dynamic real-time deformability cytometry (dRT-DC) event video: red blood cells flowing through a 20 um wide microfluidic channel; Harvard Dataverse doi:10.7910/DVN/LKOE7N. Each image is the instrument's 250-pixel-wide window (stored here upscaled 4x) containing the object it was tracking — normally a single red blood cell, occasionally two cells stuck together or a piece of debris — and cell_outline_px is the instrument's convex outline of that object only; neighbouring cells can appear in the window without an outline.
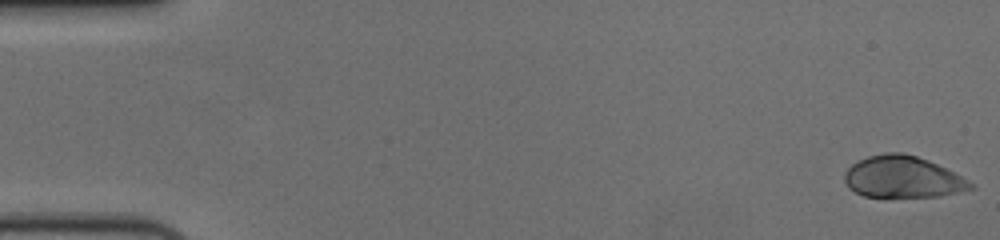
{"species": "human", "species_latin": "Homo sapiens", "temperature_condition": "cold", "stored_images_in_passage": 57, "camera_frame_rate_fps": 3000, "um_per_image_px": 0.085, "donor": {"sex": "female"}, "frame": {"image": 1, "passage_image": 1, "time_ms": 0.0, "image_size_px": [1000, 240], "cell_outline_px": [[976, 188], [940, 196], [884, 200], [864, 196], [848, 188], [844, 180], [844, 172], [852, 164], [868, 156], [884, 152], [904, 152], [928, 160], [968, 180]], "centroid_in_image_um": [76.68, 15.09], "position_along_channel_um": 8.3, "area_um2": 31.39}}
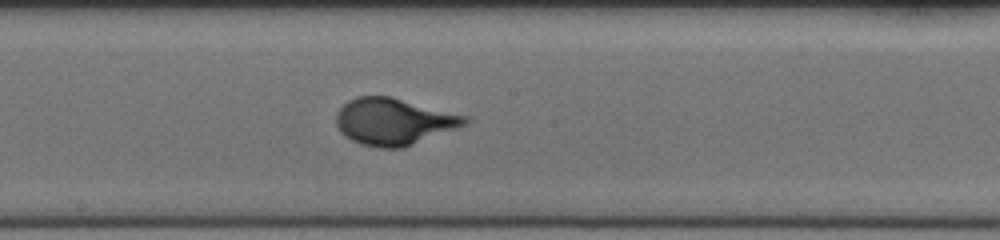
{"frame": {"image": 2, "passage_image": 31, "time_ms": 10.0, "image_size_px": [1000, 240], "cell_outline_px": [[472, 120], [468, 124], [404, 148], [380, 148], [360, 144], [344, 136], [340, 132], [336, 124], [336, 112], [348, 100], [356, 96], [392, 96], [468, 116]], "centroid_in_image_um": [33.49, 10.33], "position_along_channel_um": 214.7, "area_um2": 35.49}}
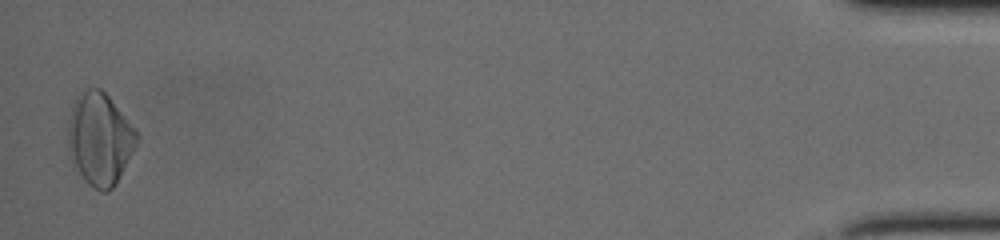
{"frame": {"image": 3, "passage_image": 56, "time_ms": 18.333, "image_size_px": [1000, 240], "cell_outline_px": [[140, 140], [116, 184], [108, 192], [100, 192], [92, 188], [72, 168], [68, 148], [68, 120], [72, 104], [76, 96], [84, 88], [100, 88], [108, 96], [136, 128], [140, 136]], "centroid_in_image_um": [8.47, 11.84], "position_along_channel_um": 426.7, "area_um2": 37.92}}